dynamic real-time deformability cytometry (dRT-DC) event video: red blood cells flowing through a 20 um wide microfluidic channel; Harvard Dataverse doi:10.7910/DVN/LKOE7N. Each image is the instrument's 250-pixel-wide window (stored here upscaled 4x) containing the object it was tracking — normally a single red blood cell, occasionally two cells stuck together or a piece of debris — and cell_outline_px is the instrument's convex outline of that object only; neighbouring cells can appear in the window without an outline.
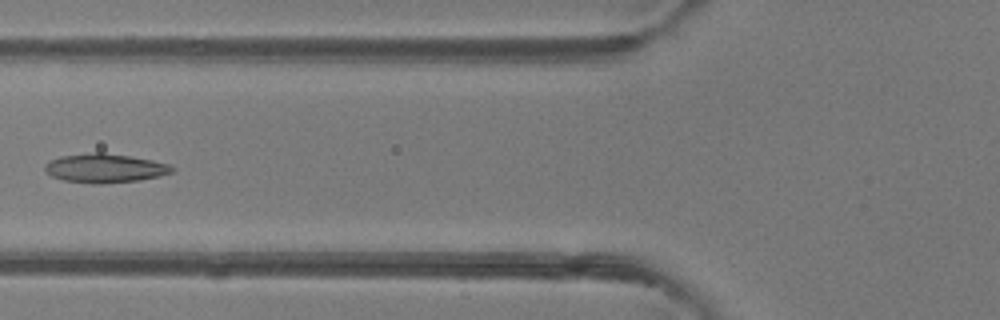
{"species": "common noctule bat (a hibernating species)", "species_latin": "Nyctalus noctula", "temperature_condition": "room temperature", "stored_images_in_passage": 5, "camera_frame_rate_fps": 3000, "um_per_image_px": 0.085, "animal": {"sex": "female"}, "frame": {"image": 1, "passage_image": 5, "time_ms": 5.667, "image_size_px": [1000, 320], "cell_outline_px": [[176, 168], [172, 172], [160, 176], [140, 180], [100, 184], [92, 184], [64, 180], [52, 176], [44, 168], [44, 164], [60, 156], [92, 152], [104, 152], [152, 160], [168, 164]], "centroid_in_image_um": [8.93, 14.29], "position_along_channel_um": 116.9, "area_um2": 21.44}}